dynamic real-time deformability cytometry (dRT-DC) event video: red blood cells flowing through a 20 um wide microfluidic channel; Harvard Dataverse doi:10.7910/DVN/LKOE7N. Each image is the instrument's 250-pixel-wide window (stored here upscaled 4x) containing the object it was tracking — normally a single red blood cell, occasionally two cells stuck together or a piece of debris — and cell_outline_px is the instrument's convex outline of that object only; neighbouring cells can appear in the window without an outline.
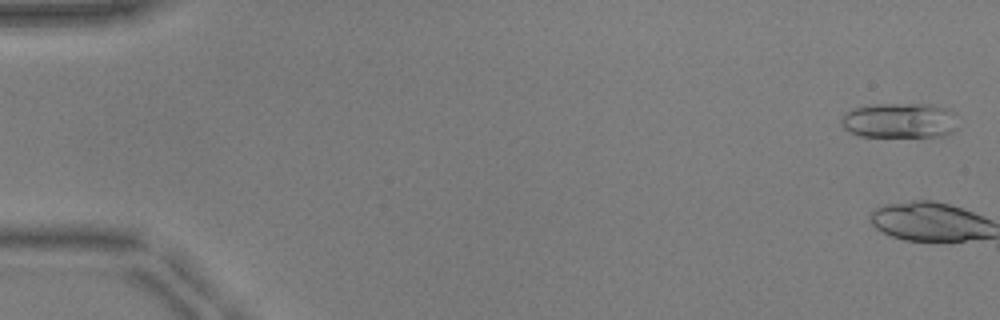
{"species": "common noctule bat (a hibernating species)", "species_latin": "Nyctalus noctula", "temperature_condition": "warm", "stored_images_in_passage": 3, "camera_frame_rate_fps": 3000, "um_per_image_px": 0.085, "animal": {"sex": "male", "body_mass_g": 17.9, "forearm_length_mm": 54.2}, "frame": {"image": 1, "passage_image": 2, "time_ms": 0.333, "image_size_px": [1000, 320], "cell_outline_px": [[956, 112], [952, 132], [944, 136], [860, 136], [848, 132], [840, 124], [840, 120], [852, 108], [868, 104], [928, 104], [948, 108]], "centroid_in_image_um": [76.43, 10.23], "position_along_channel_um": 8.6, "area_um2": 23.93}}